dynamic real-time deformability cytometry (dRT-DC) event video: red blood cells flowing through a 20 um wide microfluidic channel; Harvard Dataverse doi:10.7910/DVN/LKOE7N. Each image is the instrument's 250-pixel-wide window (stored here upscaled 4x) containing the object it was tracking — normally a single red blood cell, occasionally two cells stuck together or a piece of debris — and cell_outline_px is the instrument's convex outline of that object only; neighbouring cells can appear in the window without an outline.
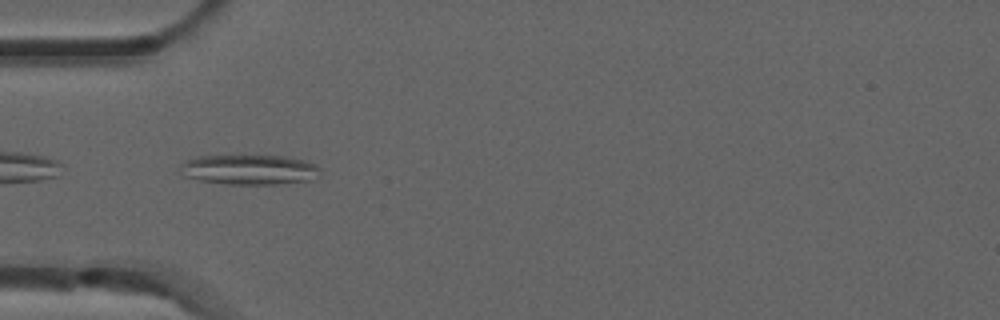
{"species": "common noctule bat (a hibernating species)", "species_latin": "Nyctalus noctula", "temperature_condition": "room temperature", "stored_images_in_passage": 6, "camera_frame_rate_fps": 3000, "um_per_image_px": 0.085, "animal": {"sex": "male", "forearm_length_mm": 52.5}, "frame": {"image": 1, "passage_image": 4, "time_ms": 1.0, "image_size_px": [1000, 320], "cell_outline_px": [[320, 176], [312, 180], [276, 184], [228, 184], [200, 180], [184, 176], [180, 168], [180, 164], [188, 160], [200, 156], [288, 156], [304, 160], [316, 164], [320, 168]], "centroid_in_image_um": [21.26, 14.42], "position_along_channel_um": 63.7, "area_um2": 24.45}}